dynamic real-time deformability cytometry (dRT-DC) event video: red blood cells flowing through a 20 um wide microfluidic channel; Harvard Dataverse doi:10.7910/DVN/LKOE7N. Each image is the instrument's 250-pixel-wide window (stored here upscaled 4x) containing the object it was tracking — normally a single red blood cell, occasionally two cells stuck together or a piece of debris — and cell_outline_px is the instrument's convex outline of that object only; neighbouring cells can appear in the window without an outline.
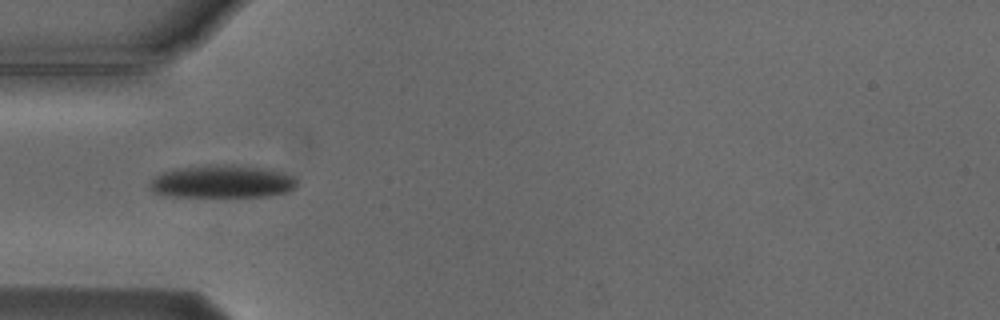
{"species": "Egyptian fruit bat (a non-hibernating species)", "species_latin": "Rousettus aegyptiacus", "temperature_condition": "cold", "stored_images_in_passage": 13, "camera_frame_rate_fps": 3000, "um_per_image_px": 0.085, "animal": {"sex": "male"}, "frame": {"image": 1, "passage_image": 3, "time_ms": 2.333, "image_size_px": [1000, 320], "cell_outline_px": [[296, 184], [288, 192], [268, 196], [172, 196], [152, 192], [148, 184], [156, 176], [164, 172], [176, 168], [208, 164], [232, 164], [260, 168], [280, 172], [292, 176], [296, 180]], "centroid_in_image_um": [18.84, 15.42], "position_along_channel_um": 66.2, "area_um2": 27.92}}
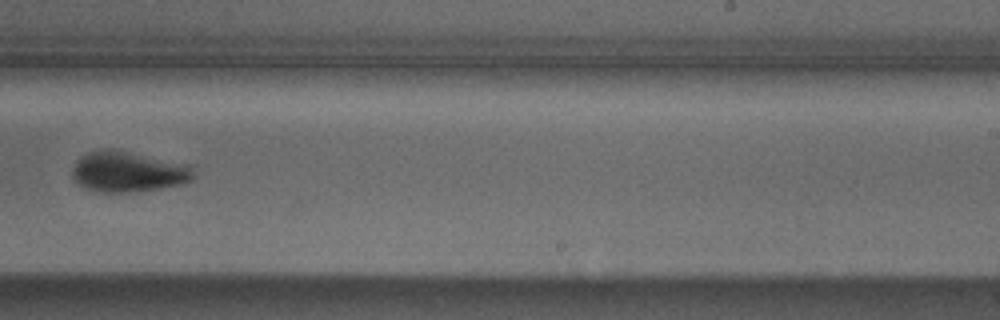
{"frame": {"image": 2, "passage_image": 8, "time_ms": 8.0, "image_size_px": [1000, 320], "cell_outline_px": [[192, 180], [180, 184], [140, 192], [100, 192], [84, 188], [76, 184], [72, 176], [72, 168], [88, 152], [100, 148], [108, 148], [192, 164]], "centroid_in_image_um": [10.89, 14.6], "position_along_channel_um": 278.1, "area_um2": 28.78}}
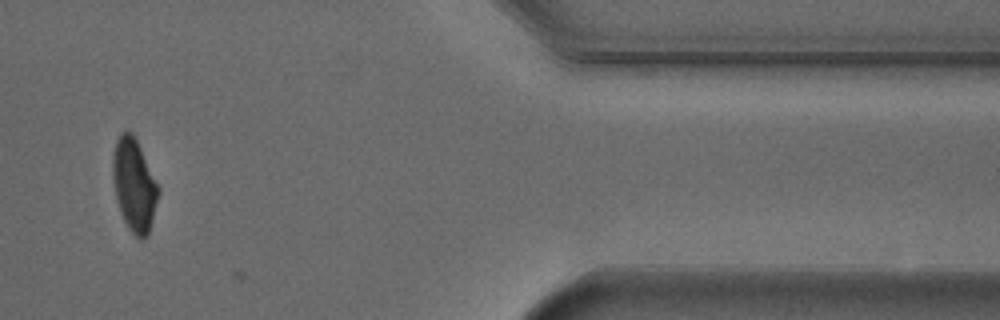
{"frame": {"image": 3, "passage_image": 11, "time_ms": 12.333, "image_size_px": [1000, 320], "cell_outline_px": [[160, 192], [148, 236], [144, 240], [140, 240], [128, 228], [120, 212], [116, 196], [112, 176], [112, 160], [116, 140], [124, 132], [132, 132], [160, 188]], "centroid_in_image_um": [11.41, 15.78], "position_along_channel_um": 400.0, "area_um2": 24.45}, "authors_computed_cell_mechanics": {"area_um2": 26.4146, "velocity_mm_per_s": 3.755, "shape_relaxation_time_tau1_ms": 2.3031, "shape_relaxation_time_tau2_ms": null, "deformation_change_tau1": 0.1109, "deformation_change_tau2": null}}